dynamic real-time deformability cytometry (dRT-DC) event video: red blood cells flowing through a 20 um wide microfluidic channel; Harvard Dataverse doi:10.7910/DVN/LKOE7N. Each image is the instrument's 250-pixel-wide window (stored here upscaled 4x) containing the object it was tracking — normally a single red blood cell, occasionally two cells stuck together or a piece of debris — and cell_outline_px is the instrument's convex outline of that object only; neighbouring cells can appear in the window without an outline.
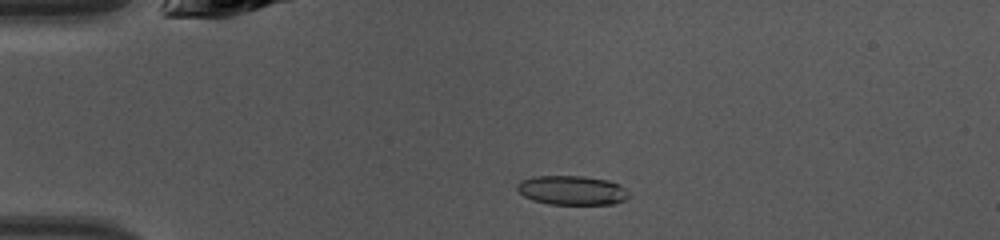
{"species": "common noctule bat (a hibernating species)", "species_latin": "Nyctalus noctula", "temperature_condition": "warm", "stored_images_in_passage": 47, "camera_frame_rate_fps": 3000, "um_per_image_px": 0.085, "animal": {"sex": "female", "body_mass_g": 10.0, "forearm_length_mm": 53.1}, "frame": {"image": 1, "passage_image": 11, "time_ms": 3.333, "image_size_px": [1000, 240], "cell_outline_px": [[628, 200], [616, 204], [548, 204], [532, 200], [524, 196], [516, 188], [516, 184], [520, 180], [532, 176], [584, 176], [608, 180], [624, 188], [628, 192]], "centroid_in_image_um": [48.6, 16.18], "position_along_channel_um": 36.4, "area_um2": 19.19}}
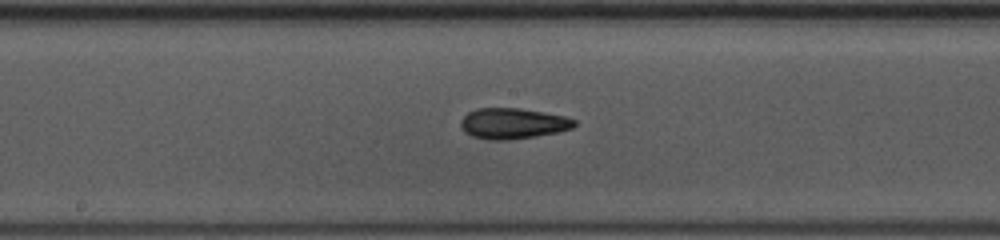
{"frame": {"image": 2, "passage_image": 25, "time_ms": 8.0, "image_size_px": [1000, 240], "cell_outline_px": [[576, 124], [572, 128], [556, 132], [536, 136], [508, 140], [488, 140], [472, 136], [464, 132], [460, 128], [460, 120], [468, 112], [476, 108], [520, 108], [544, 112], [564, 116], [576, 120]], "centroid_in_image_um": [43.55, 10.49], "position_along_channel_um": 204.6, "area_um2": 20.46}}
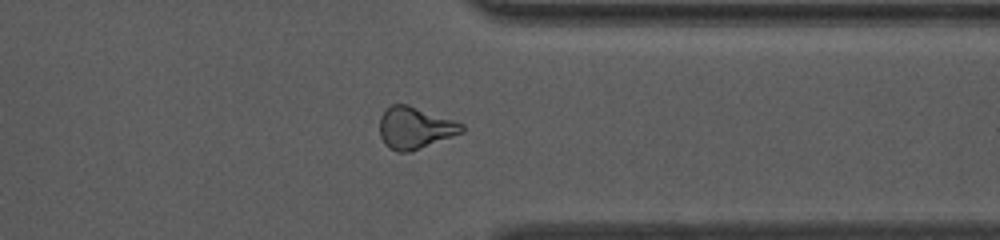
{"frame": {"image": 3, "passage_image": 37, "time_ms": 12.0, "image_size_px": [1000, 240], "cell_outline_px": [[464, 132], [408, 152], [396, 152], [388, 148], [384, 144], [380, 136], [380, 116], [392, 104], [408, 104], [464, 124]], "centroid_in_image_um": [35.25, 10.87], "position_along_channel_um": 376.2, "area_um2": 19.88}, "authors_computed_cell_mechanics": {"area_um2": 19.7098, "velocity_mm_per_s": 4.3468, "shape_relaxation_time_tau1_ms": 7.12, "shape_relaxation_time_tau2_ms": 2.7211, "deformation_change_tau1": 0.1622, "deformation_change_tau2": 0.102}}